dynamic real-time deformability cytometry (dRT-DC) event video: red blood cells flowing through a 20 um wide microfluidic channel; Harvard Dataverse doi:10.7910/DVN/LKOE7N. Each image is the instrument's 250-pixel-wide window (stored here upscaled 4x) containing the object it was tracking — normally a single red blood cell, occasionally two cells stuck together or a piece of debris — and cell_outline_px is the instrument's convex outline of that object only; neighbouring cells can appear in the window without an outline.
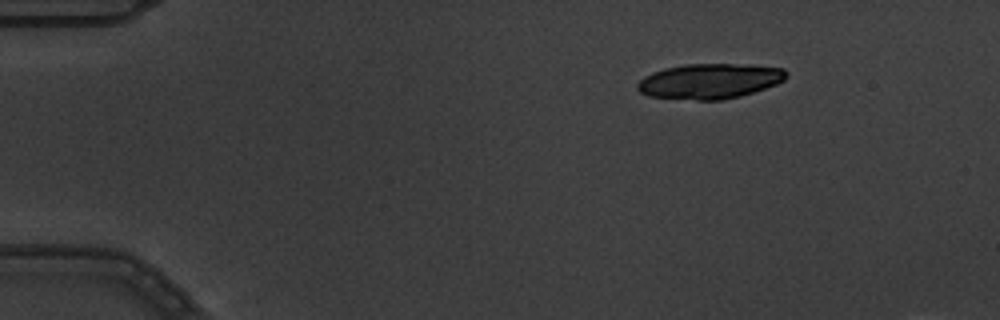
{"species": "common noctule bat (a hibernating species)", "species_latin": "Nyctalus noctula", "temperature_condition": "warm", "stored_images_in_passage": 5, "camera_frame_rate_fps": 3000, "um_per_image_px": 0.085, "animal": {"sex": "male", "body_mass_g": 19.5, "forearm_length_mm": 54.6}, "frame": {"image": 1, "passage_image": 1, "time_ms": 0.0, "image_size_px": [1000, 320], "cell_outline_px": [[788, 76], [784, 80], [776, 84], [740, 96], [724, 100], [696, 100], [648, 96], [640, 92], [636, 88], [636, 84], [644, 76], [652, 72], [664, 68], [684, 64], [752, 64], [784, 68], [788, 72]], "centroid_in_image_um": [60.32, 6.88], "position_along_channel_um": 24.7, "area_um2": 30.75}}